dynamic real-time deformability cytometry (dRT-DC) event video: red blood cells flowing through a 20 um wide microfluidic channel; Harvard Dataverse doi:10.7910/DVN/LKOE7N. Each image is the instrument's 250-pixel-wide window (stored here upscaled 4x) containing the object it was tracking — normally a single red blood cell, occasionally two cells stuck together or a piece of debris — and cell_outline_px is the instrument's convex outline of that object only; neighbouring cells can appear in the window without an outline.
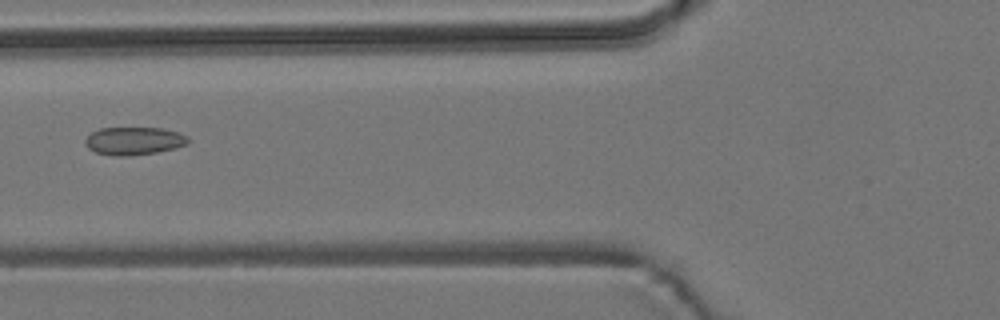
{"species": "common noctule bat (a hibernating species)", "species_latin": "Nyctalus noctula", "temperature_condition": "room temperature", "stored_images_in_passage": 7, "camera_frame_rate_fps": 3000, "um_per_image_px": 0.085, "animal": {"sex": "male", "body_mass_g": 19.2, "forearm_length_mm": 51.8}, "frame": {"image": 1, "passage_image": 7, "time_ms": 6.667, "image_size_px": [1000, 320], "cell_outline_px": [[188, 144], [176, 148], [156, 152], [128, 156], [112, 156], [96, 152], [88, 148], [84, 144], [84, 140], [92, 132], [100, 128], [160, 128], [176, 132], [188, 136]], "centroid_in_image_um": [11.36, 11.98], "position_along_channel_um": 114.4, "area_um2": 16.7}}